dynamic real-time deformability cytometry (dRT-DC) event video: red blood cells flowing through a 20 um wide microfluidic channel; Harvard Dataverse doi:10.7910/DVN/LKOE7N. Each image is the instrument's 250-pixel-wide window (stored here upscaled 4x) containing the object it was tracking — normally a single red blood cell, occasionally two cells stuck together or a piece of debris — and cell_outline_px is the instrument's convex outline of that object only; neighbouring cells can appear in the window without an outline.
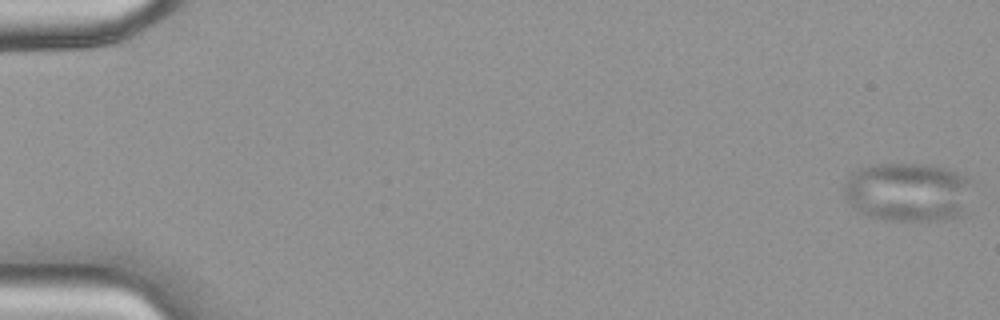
{"species": "common noctule bat (a hibernating species)", "species_latin": "Nyctalus noctula", "temperature_condition": "warm", "stored_images_in_passage": 10, "camera_frame_rate_fps": 3000, "um_per_image_px": 0.085, "animal": {"sex": "female", "body_mass_g": 18.4}, "frame": {"image": 1, "passage_image": 1, "time_ms": 0.0, "image_size_px": [1000, 320], "cell_outline_px": [[968, 180], [964, 212], [960, 216], [944, 220], [888, 220], [872, 216], [860, 212], [844, 196], [844, 188], [848, 176], [856, 168], [872, 164], [932, 164], [948, 168], [964, 176]], "centroid_in_image_um": [77.11, 16.3], "position_along_channel_um": 7.9, "area_um2": 43.7}}